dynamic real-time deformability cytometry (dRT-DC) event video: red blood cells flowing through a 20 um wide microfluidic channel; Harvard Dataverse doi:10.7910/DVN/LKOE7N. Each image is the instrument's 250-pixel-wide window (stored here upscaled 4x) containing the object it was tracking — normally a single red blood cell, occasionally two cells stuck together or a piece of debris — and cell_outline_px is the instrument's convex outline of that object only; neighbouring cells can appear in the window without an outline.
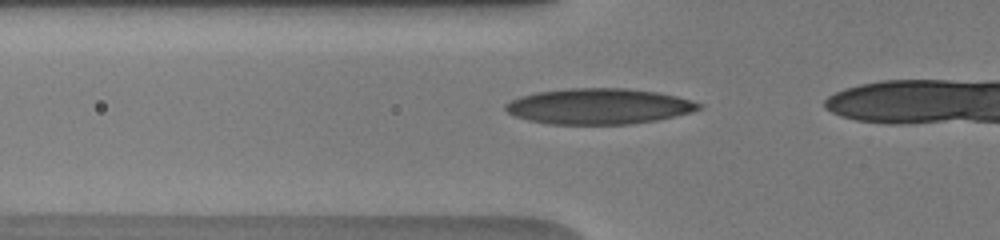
{"species": "human", "species_latin": "Homo sapiens", "temperature_condition": "warm", "stored_images_in_passage": 22, "camera_frame_rate_fps": 3000, "um_per_image_px": 0.085, "donor": {"sex": "male"}, "frame": {"image": 1, "passage_image": 15, "time_ms": 4.0, "image_size_px": [1000, 240], "cell_outline_px": [[704, 104], [700, 108], [692, 112], [656, 120], [628, 124], [548, 124], [528, 120], [516, 116], [508, 112], [504, 108], [504, 104], [520, 96], [536, 92], [568, 88], [628, 88], [660, 92], [692, 100]], "centroid_in_image_um": [50.91, 9.03], "position_along_channel_um": 74.9, "area_um2": 40.34}}
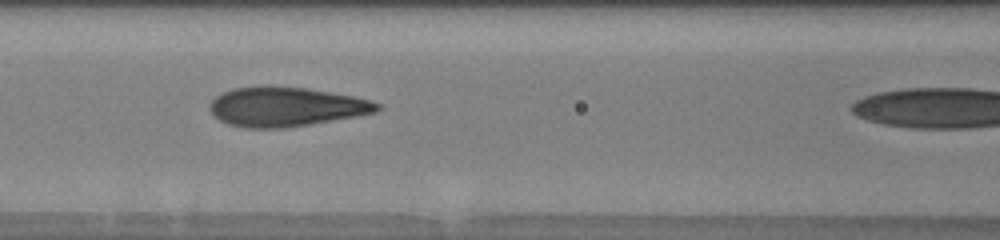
{"frame": {"image": 2, "passage_image": 19, "time_ms": 5.667, "image_size_px": [1000, 240], "cell_outline_px": [[380, 108], [376, 112], [356, 116], [284, 128], [244, 128], [228, 124], [220, 120], [208, 108], [208, 104], [216, 96], [232, 88], [256, 84], [268, 84], [308, 88], [352, 96], [368, 100], [380, 104]], "centroid_in_image_um": [24.23, 9.04], "position_along_channel_um": 142.4, "area_um2": 38.73}}